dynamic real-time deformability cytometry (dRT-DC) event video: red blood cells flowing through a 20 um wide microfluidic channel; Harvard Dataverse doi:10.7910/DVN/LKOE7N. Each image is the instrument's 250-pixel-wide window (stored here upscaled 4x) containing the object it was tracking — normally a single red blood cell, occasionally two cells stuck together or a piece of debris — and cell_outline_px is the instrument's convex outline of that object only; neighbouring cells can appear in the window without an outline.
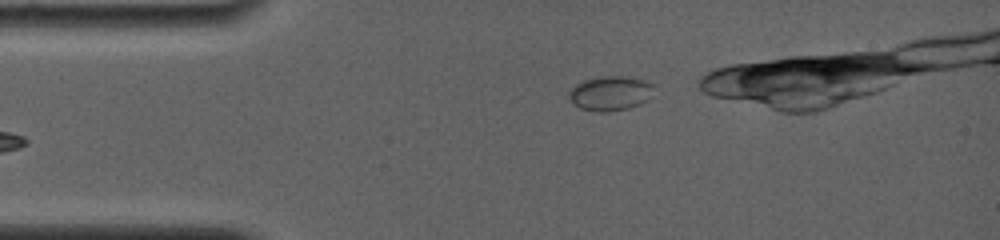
{"species": "common noctule bat (a hibernating species)", "species_latin": "Nyctalus noctula", "temperature_condition": "room temperature", "stored_images_in_passage": 8, "camera_frame_rate_fps": 4000, "um_per_image_px": 0.085, "animal": {"sex": "female", "body_mass_g": 19.0, "forearm_length_mm": 56.7}, "frame": {"image": 1, "passage_image": 2, "time_ms": 0.5, "image_size_px": [1000, 240], "cell_outline_px": [[656, 84], [648, 100], [640, 104], [628, 108], [608, 112], [596, 112], [580, 108], [572, 104], [568, 96], [568, 92], [576, 84], [584, 80], [600, 76], [628, 76], [648, 80]], "centroid_in_image_um": [51.9, 7.92], "position_along_channel_um": 33.1, "area_um2": 17.51}}